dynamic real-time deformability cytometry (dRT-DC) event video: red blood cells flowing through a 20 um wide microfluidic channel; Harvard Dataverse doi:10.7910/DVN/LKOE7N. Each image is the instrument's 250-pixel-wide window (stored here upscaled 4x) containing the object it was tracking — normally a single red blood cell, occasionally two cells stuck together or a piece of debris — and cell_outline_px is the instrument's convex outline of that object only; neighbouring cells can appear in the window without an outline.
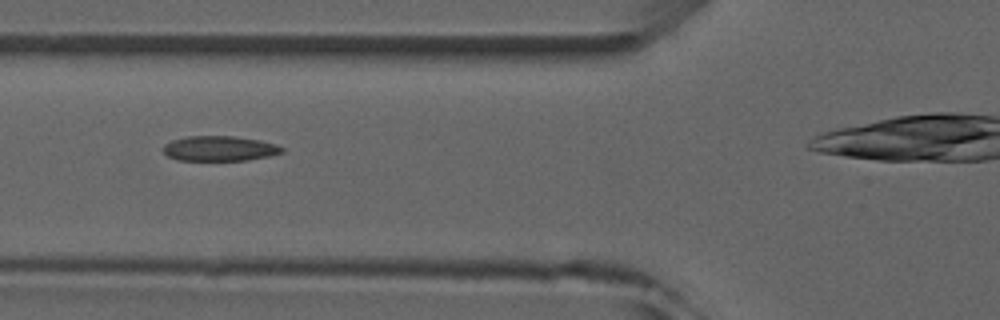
{"species": "common noctule bat (a hibernating species)", "species_latin": "Nyctalus noctula", "temperature_condition": "room temperature", "stored_images_in_passage": 5, "camera_frame_rate_fps": 3000, "um_per_image_px": 0.085, "animal": {"sex": "male", "forearm_length_mm": 52.5}, "frame": {"image": 1, "passage_image": 5, "time_ms": 5.333, "image_size_px": [1000, 320], "cell_outline_px": [[284, 152], [268, 156], [248, 160], [176, 160], [168, 156], [164, 152], [164, 144], [172, 140], [188, 136], [232, 136], [260, 140], [276, 144], [284, 148]], "centroid_in_image_um": [18.67, 12.62], "position_along_channel_um": 107.1, "area_um2": 17.28}}